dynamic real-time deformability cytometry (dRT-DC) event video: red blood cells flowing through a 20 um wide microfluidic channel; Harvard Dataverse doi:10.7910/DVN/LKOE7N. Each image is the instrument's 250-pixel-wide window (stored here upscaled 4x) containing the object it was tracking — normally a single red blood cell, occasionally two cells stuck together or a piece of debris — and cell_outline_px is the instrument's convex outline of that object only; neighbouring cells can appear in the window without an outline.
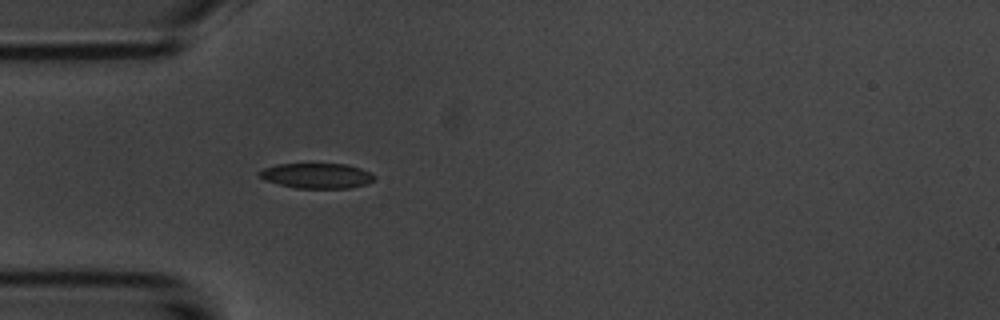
{"species": "common noctule bat (a hibernating species)", "species_latin": "Nyctalus noctula", "temperature_condition": "room temperature", "stored_images_in_passage": 3, "camera_frame_rate_fps": 3000, "um_per_image_px": 0.085, "animal": {"sex": "male", "body_mass_g": 20.1, "forearm_length_mm": 53.5}, "frame": {"image": 1, "passage_image": 3, "time_ms": 2.333, "image_size_px": [1000, 320], "cell_outline_px": [[376, 176], [372, 180], [364, 184], [348, 188], [296, 188], [264, 180], [256, 172], [264, 168], [276, 164], [348, 164], [360, 168]], "centroid_in_image_um": [26.88, 14.93], "position_along_channel_um": 58.1, "area_um2": 16.7}}